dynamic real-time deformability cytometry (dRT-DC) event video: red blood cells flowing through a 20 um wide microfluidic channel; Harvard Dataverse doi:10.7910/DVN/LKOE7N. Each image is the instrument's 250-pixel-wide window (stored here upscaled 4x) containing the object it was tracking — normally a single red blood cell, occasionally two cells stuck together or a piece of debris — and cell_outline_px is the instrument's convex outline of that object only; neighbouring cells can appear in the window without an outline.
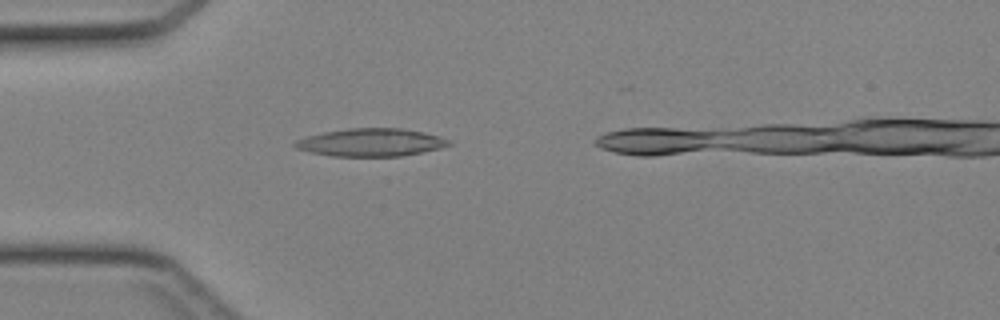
{"species": "Egyptian fruit bat (a non-hibernating species)", "species_latin": "Rousettus aegyptiacus", "temperature_condition": "cold", "stored_images_in_passage": 28, "camera_frame_rate_fps": 3000, "um_per_image_px": 0.085, "animal": {"sex": "female"}, "frame": {"image": 1, "passage_image": 2, "time_ms": 0.333, "image_size_px": [1000, 320], "cell_outline_px": [[452, 144], [440, 148], [400, 156], [332, 156], [312, 152], [296, 148], [292, 144], [296, 140], [308, 136], [324, 132], [348, 128], [400, 128], [424, 132], [440, 136], [452, 140]], "centroid_in_image_um": [31.56, 12.1], "position_along_channel_um": 53.4, "area_um2": 24.85}}
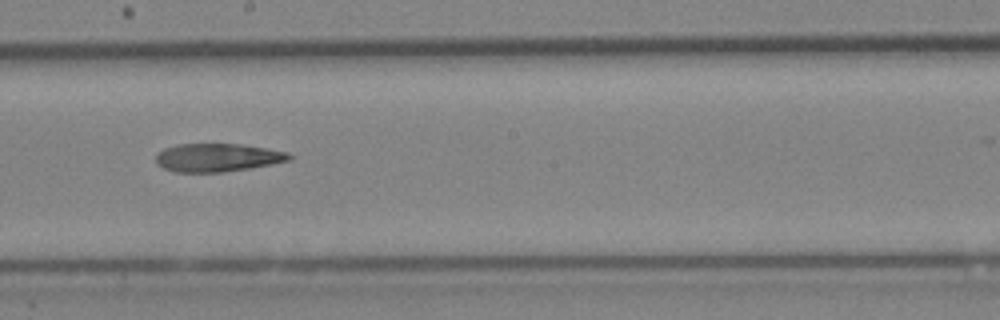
{"frame": {"image": 2, "passage_image": 14, "time_ms": 4.333, "image_size_px": [1000, 320], "cell_outline_px": [[292, 160], [272, 164], [224, 172], [176, 172], [164, 168], [156, 164], [156, 156], [164, 148], [176, 144], [240, 144], [288, 152], [292, 156]], "centroid_in_image_um": [18.48, 13.39], "position_along_channel_um": 229.7, "area_um2": 21.85}}
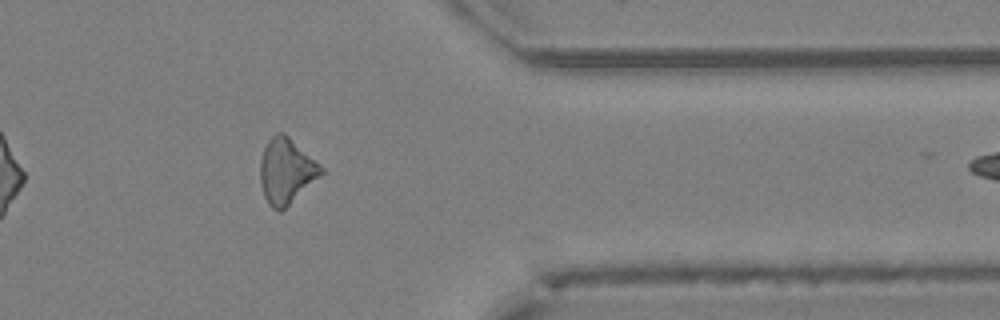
{"frame": {"image": 3, "passage_image": 25, "time_ms": 8.0, "image_size_px": [1000, 320], "cell_outline_px": [[324, 172], [280, 212], [272, 208], [268, 204], [264, 196], [260, 184], [260, 160], [264, 148], [268, 140], [276, 132], [284, 132], [320, 164], [324, 168]], "centroid_in_image_um": [24.31, 14.52], "position_along_channel_um": 387.1, "area_um2": 23.0}}